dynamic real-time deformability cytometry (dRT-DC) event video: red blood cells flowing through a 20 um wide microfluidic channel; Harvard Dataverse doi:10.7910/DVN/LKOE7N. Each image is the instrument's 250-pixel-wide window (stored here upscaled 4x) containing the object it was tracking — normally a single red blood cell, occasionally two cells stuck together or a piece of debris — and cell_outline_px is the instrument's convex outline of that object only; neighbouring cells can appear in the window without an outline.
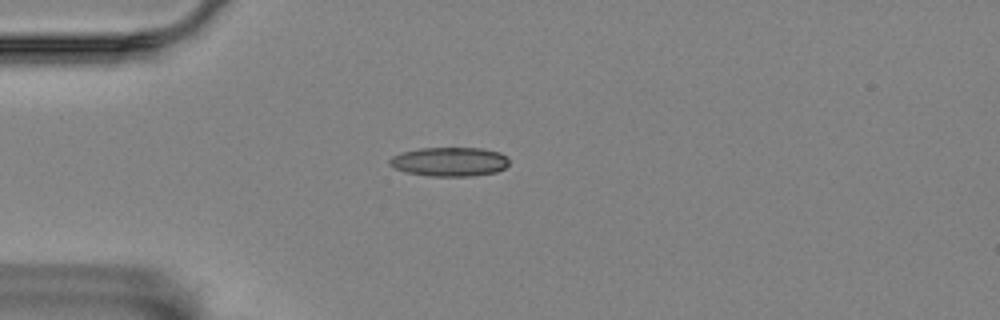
{"species": "Egyptian fruit bat (a non-hibernating species)", "species_latin": "Rousettus aegyptiacus", "temperature_condition": "room temperature", "stored_images_in_passage": 7, "camera_frame_rate_fps": 3000, "um_per_image_px": 0.085, "animal": {"sex": "female"}, "frame": {"image": 1, "passage_image": 1, "time_ms": 0.0, "image_size_px": [1000, 320], "cell_outline_px": [[508, 164], [504, 168], [496, 172], [472, 176], [432, 176], [408, 172], [396, 168], [388, 164], [388, 160], [392, 156], [400, 152], [420, 148], [484, 148], [500, 152], [508, 156]], "centroid_in_image_um": [38.23, 13.73], "position_along_channel_um": 46.8, "area_um2": 20.35}}
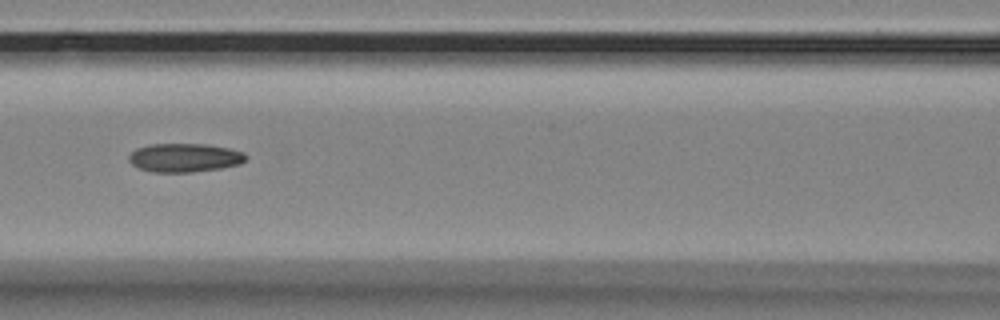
{"frame": {"image": 2, "passage_image": 4, "time_ms": 1.0, "image_size_px": [1000, 320], "cell_outline_px": [[248, 156], [240, 164], [220, 168], [192, 172], [152, 172], [140, 168], [132, 164], [128, 160], [128, 156], [136, 148], [148, 144], [208, 144], [228, 148], [244, 152]], "centroid_in_image_um": [15.68, 13.4], "position_along_channel_um": 150.9, "area_um2": 19.59}}
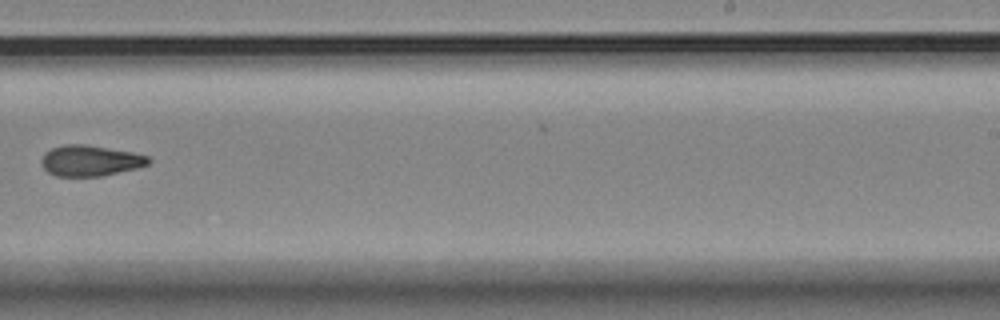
{"frame": {"image": 3, "passage_image": 7, "time_ms": 2.0, "image_size_px": [1000, 320], "cell_outline_px": [[152, 160], [148, 164], [136, 168], [100, 176], [56, 176], [48, 172], [44, 168], [40, 160], [44, 152], [52, 148], [64, 144], [84, 144], [132, 152], [148, 156]], "centroid_in_image_um": [7.64, 13.65], "position_along_channel_um": 281.4, "area_um2": 19.13}}